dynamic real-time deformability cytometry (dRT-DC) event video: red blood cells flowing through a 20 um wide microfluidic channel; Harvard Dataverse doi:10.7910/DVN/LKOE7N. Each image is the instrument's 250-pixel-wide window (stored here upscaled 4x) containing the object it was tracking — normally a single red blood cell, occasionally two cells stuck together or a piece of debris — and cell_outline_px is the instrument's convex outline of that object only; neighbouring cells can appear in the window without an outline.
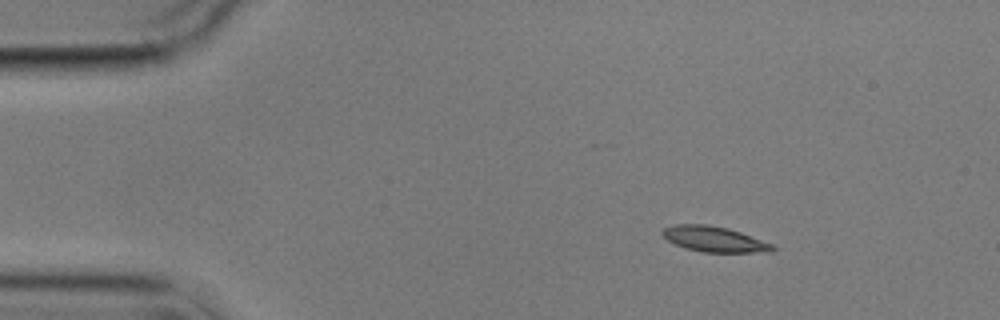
{"species": "common noctule bat (a hibernating species)", "species_latin": "Nyctalus noctula", "temperature_condition": "cold", "stored_images_in_passage": 3, "camera_frame_rate_fps": 3000, "um_per_image_px": 0.085, "animal": {"sex": "male", "body_mass_g": 17.9}, "frame": {"image": 1, "passage_image": 1, "time_ms": 0.0, "image_size_px": [1000, 320], "cell_outline_px": [[776, 248], [772, 252], [704, 252], [688, 248], [676, 244], [668, 240], [660, 232], [664, 228], [676, 224], [708, 224], [728, 228], [740, 232], [772, 244]], "centroid_in_image_um": [60.72, 20.32], "position_along_channel_um": 24.3, "area_um2": 16.13}}
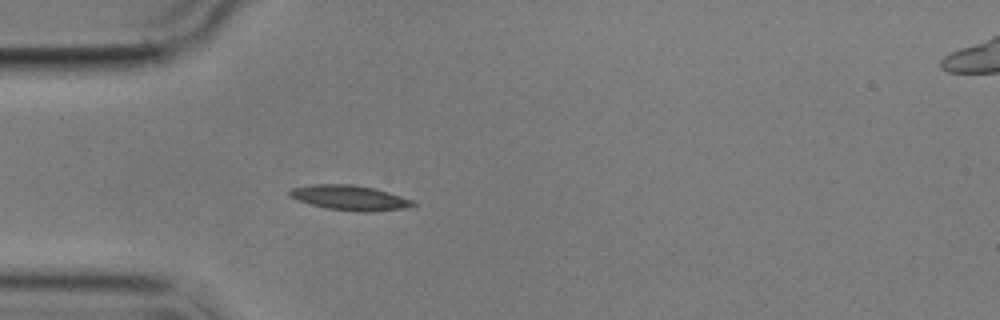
{"frame": {"image": 2, "passage_image": 3, "time_ms": 2.667, "image_size_px": [1000, 320], "cell_outline_px": [[416, 204], [408, 208], [376, 212], [360, 212], [328, 208], [312, 204], [288, 196], [288, 192], [292, 188], [312, 184], [352, 184], [372, 188], [388, 192], [412, 200]], "centroid_in_image_um": [29.75, 16.81], "position_along_channel_um": 55.2, "area_um2": 17.8}}